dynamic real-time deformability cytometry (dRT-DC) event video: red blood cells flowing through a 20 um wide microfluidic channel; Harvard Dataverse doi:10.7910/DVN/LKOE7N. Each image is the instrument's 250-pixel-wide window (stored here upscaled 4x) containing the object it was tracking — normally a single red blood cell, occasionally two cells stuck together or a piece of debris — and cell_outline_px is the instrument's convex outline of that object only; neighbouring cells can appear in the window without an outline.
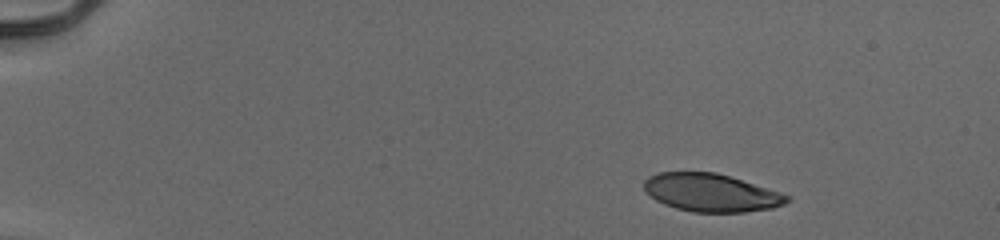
{"species": "human", "species_latin": "Homo sapiens", "temperature_condition": "cold", "stored_images_in_passage": 43, "camera_frame_rate_fps": 3000, "um_per_image_px": 0.085, "donor": {"sex": "male"}, "frame": {"image": 1, "passage_image": 1, "time_ms": 0.0, "image_size_px": [1000, 240], "cell_outline_px": [[792, 200], [784, 204], [772, 208], [744, 212], [692, 212], [676, 208], [664, 204], [656, 200], [644, 188], [644, 180], [648, 176], [660, 172], [716, 172], [792, 196]], "centroid_in_image_um": [60.46, 16.38], "position_along_channel_um": 24.5, "area_um2": 31.44}}
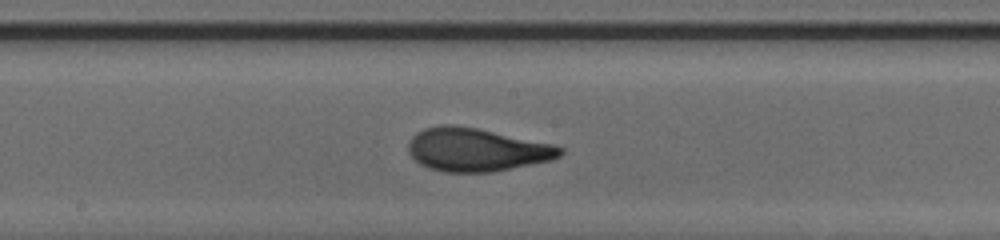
{"frame": {"image": 2, "passage_image": 24, "time_ms": 7.667, "image_size_px": [1000, 240], "cell_outline_px": [[564, 152], [560, 156], [552, 160], [492, 172], [444, 172], [428, 168], [420, 164], [408, 152], [408, 144], [412, 136], [416, 132], [424, 128], [440, 124], [452, 124], [476, 128], [552, 144], [564, 148]], "centroid_in_image_um": [40.48, 12.72], "position_along_channel_um": 207.7, "area_um2": 38.21}}
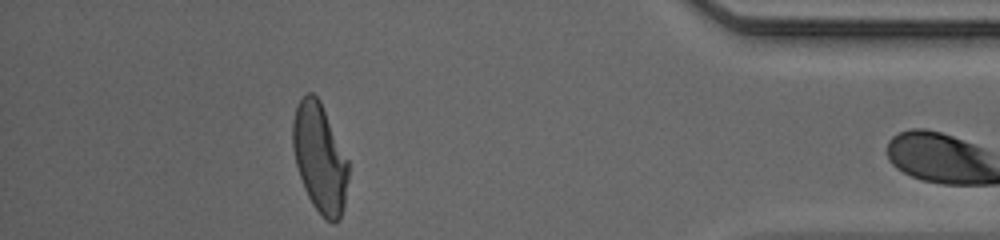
{"frame": {"image": 3, "passage_image": 42, "time_ms": 13.667, "image_size_px": [1000, 240], "cell_outline_px": [[348, 180], [344, 208], [340, 220], [332, 224], [312, 204], [304, 188], [296, 164], [292, 148], [292, 120], [296, 108], [300, 100], [308, 92], [312, 92], [320, 100], [348, 160]], "centroid_in_image_um": [27.18, 13.43], "position_along_channel_um": 408.0, "area_um2": 35.2}}